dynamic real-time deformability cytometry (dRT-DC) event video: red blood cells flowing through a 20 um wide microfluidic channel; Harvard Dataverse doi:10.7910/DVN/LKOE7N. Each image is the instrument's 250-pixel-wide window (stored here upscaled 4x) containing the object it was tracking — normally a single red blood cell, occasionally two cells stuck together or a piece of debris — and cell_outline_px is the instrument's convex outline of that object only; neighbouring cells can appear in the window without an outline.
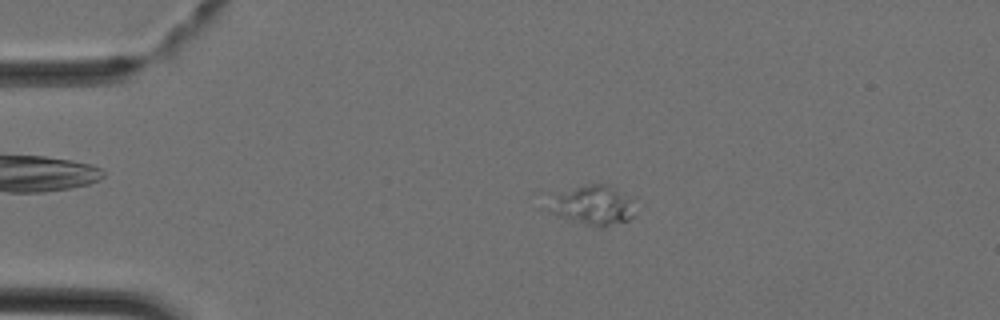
{"species": "Egyptian fruit bat (a non-hibernating species)", "species_latin": "Rousettus aegyptiacus", "temperature_condition": "cold", "stored_images_in_passage": 40, "camera_frame_rate_fps": 3000, "um_per_image_px": 0.085, "animal": {"sex": "female"}, "frame": {"image": 1, "passage_image": 5, "time_ms": 1.333, "image_size_px": [1000, 320], "cell_outline_px": [[632, 216], [628, 220], [600, 228], [596, 228], [560, 216], [552, 212], [548, 208], [560, 196], [576, 188], [588, 184], [604, 184], [612, 188], [632, 200]], "centroid_in_image_um": [50.48, 17.5], "position_along_channel_um": 34.5, "area_um2": 18.5}}
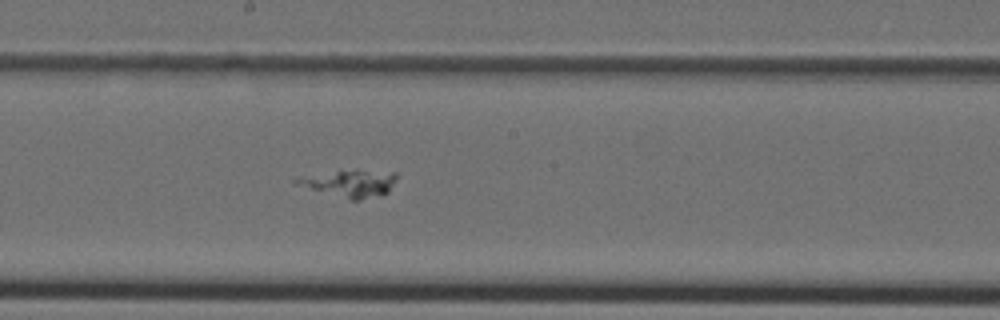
{"frame": {"image": 2, "passage_image": 20, "time_ms": 6.333, "image_size_px": [1000, 320], "cell_outline_px": [[396, 180], [388, 192], [380, 196], [360, 200], [352, 200], [292, 184], [292, 180], [356, 168], [396, 172]], "centroid_in_image_um": [29.84, 15.58], "position_along_channel_um": 218.4, "area_um2": 15.78}}
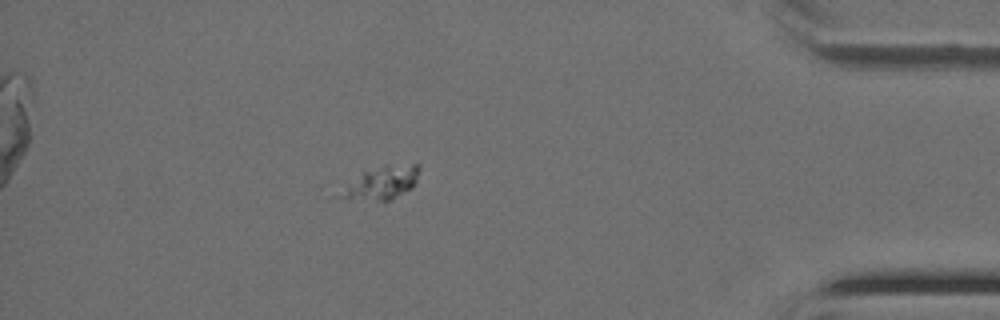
{"frame": {"image": 3, "passage_image": 35, "time_ms": 11.333, "image_size_px": [1000, 320], "cell_outline_px": [[420, 168], [416, 180], [412, 188], [384, 204], [344, 196], [348, 188], [364, 172], [384, 168], [412, 164], [420, 164]], "centroid_in_image_um": [32.64, 15.6], "position_along_channel_um": 402.6, "area_um2": 13.81}}